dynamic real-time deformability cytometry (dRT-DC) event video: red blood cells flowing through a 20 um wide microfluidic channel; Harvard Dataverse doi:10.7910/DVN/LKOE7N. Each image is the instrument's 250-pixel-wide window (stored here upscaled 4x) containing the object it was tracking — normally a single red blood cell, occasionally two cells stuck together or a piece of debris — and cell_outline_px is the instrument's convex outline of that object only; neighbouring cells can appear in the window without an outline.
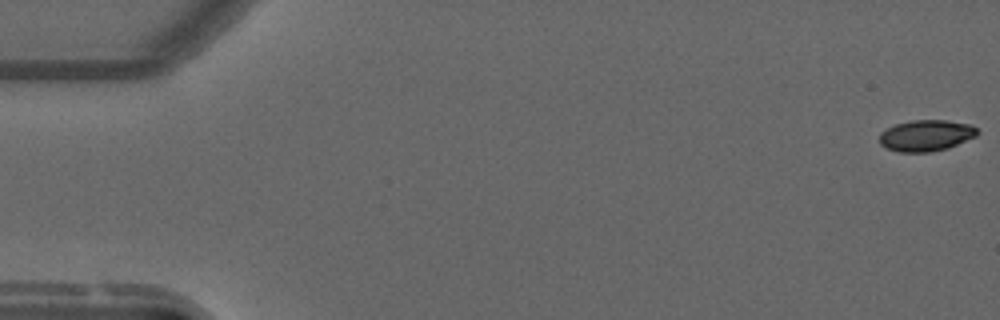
{"species": "common noctule bat (a hibernating species)", "species_latin": "Nyctalus noctula", "temperature_condition": "warm", "stored_images_in_passage": 56, "camera_frame_rate_fps": 3000, "um_per_image_px": 0.085, "animal": {"sex": "male", "forearm_length_mm": 52.5}, "frame": {"image": 1, "passage_image": 1, "time_ms": 0.0, "image_size_px": [1000, 320], "cell_outline_px": [[980, 132], [976, 136], [948, 148], [928, 152], [900, 152], [884, 148], [880, 144], [880, 132], [896, 124], [912, 120], [948, 120], [972, 124]], "centroid_in_image_um": [78.73, 11.51], "position_along_channel_um": 6.3, "area_um2": 17.92}}
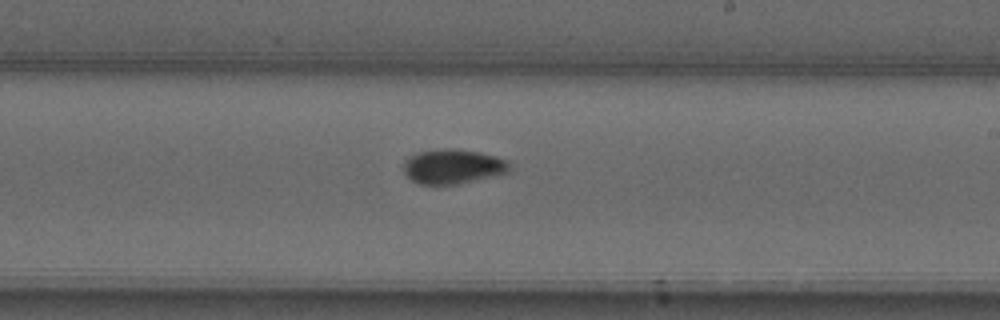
{"frame": {"image": 2, "passage_image": 33, "time_ms": 10.667, "image_size_px": [1000, 320], "cell_outline_px": [[508, 172], [456, 184], [420, 184], [412, 180], [404, 172], [404, 160], [416, 152], [444, 148], [456, 148], [480, 152], [496, 156], [508, 160]], "centroid_in_image_um": [38.46, 14.12], "position_along_channel_um": 250.5, "area_um2": 21.21}}
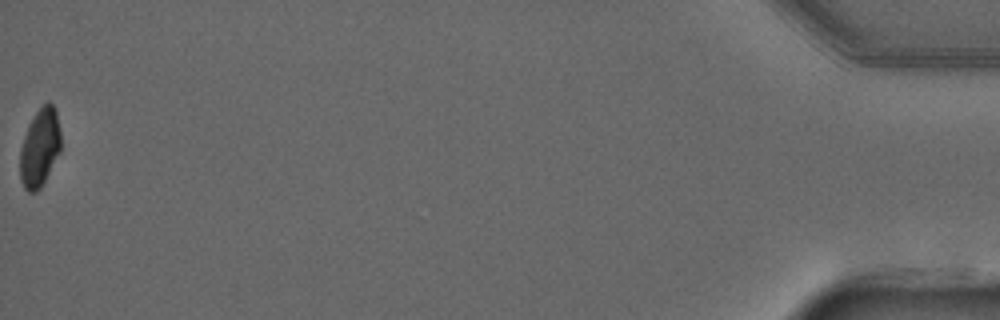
{"frame": {"image": 3, "passage_image": 56, "time_ms": 18.333, "image_size_px": [1000, 320], "cell_outline_px": [[60, 152], [40, 188], [36, 192], [28, 192], [24, 188], [20, 180], [20, 148], [28, 124], [36, 112], [48, 100], [56, 108], [60, 132]], "centroid_in_image_um": [3.37, 12.54], "position_along_channel_um": 431.8, "area_um2": 18.61}, "authors_computed_cell_mechanics": {"area_um2": 19.7965, "velocity_mm_per_s": 3.7162, "shape_relaxation_time_tau1_ms": 8.4513, "shape_relaxation_time_tau2_ms": 6.6155, "deformation_change_tau1": 0.1893, "deformation_change_tau2": 0.052}}